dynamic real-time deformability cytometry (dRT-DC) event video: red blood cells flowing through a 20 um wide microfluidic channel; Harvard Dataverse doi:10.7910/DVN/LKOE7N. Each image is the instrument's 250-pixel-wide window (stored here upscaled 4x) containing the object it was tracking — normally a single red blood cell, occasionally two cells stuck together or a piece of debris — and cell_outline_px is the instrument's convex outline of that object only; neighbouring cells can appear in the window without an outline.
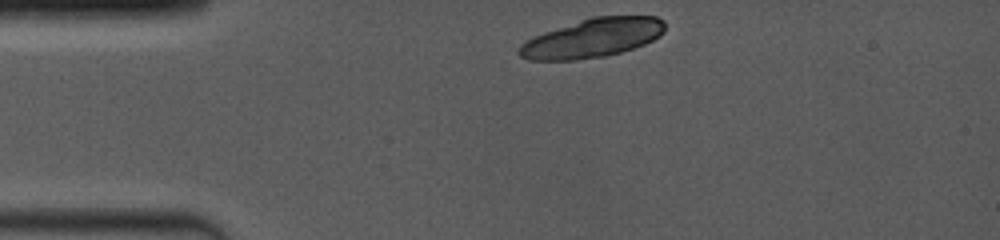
{"species": "common noctule bat (a hibernating species)", "species_latin": "Nyctalus noctula", "temperature_condition": "room temperature", "stored_images_in_passage": 2, "camera_frame_rate_fps": 4000, "um_per_image_px": 0.085, "animal": {"sex": "female", "body_mass_g": 19.0, "forearm_length_mm": 53.3}, "frame": {"image": 1, "passage_image": 1, "time_ms": 0.0, "image_size_px": [1000, 240], "cell_outline_px": [[664, 32], [660, 36], [644, 44], [620, 52], [604, 56], [576, 60], [528, 60], [520, 56], [516, 52], [516, 48], [524, 40], [532, 36], [592, 16], [656, 16], [664, 20]], "centroid_in_image_um": [50.31, 3.23], "position_along_channel_um": 34.7, "area_um2": 33.18}}